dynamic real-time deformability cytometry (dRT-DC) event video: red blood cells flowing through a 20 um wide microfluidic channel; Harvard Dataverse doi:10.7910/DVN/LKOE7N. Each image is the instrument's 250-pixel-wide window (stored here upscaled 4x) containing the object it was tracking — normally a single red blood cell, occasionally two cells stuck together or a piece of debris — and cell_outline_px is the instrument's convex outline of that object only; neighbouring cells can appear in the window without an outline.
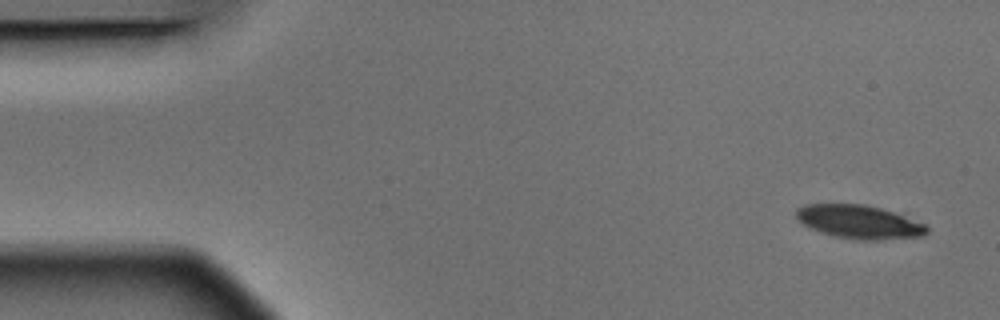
{"species": "Egyptian fruit bat (a non-hibernating species)", "species_latin": "Rousettus aegyptiacus", "temperature_condition": "warm", "stored_images_in_passage": 4, "camera_frame_rate_fps": 3000, "um_per_image_px": 0.085, "animal": {"sex": "male"}, "frame": {"image": 1, "passage_image": 1, "time_ms": 0.0, "image_size_px": [1000, 320], "cell_outline_px": [[928, 232], [924, 236], [876, 240], [856, 240], [832, 236], [808, 228], [796, 216], [796, 208], [804, 204], [864, 204], [880, 208], [892, 212], [924, 224], [928, 228]], "centroid_in_image_um": [72.99, 18.87], "position_along_channel_um": 12.0, "area_um2": 25.43}}
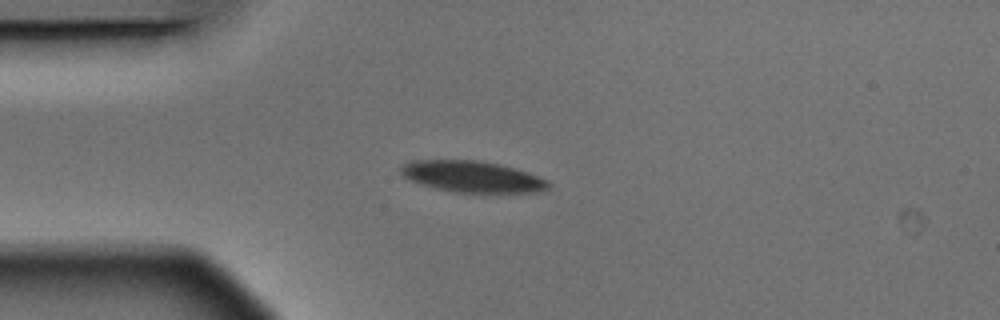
{"frame": {"image": 2, "passage_image": 4, "time_ms": 1.0, "image_size_px": [1000, 320], "cell_outline_px": [[552, 184], [548, 188], [540, 192], [452, 192], [420, 184], [404, 176], [400, 172], [400, 168], [404, 164], [412, 160], [480, 160], [500, 164], [528, 172], [548, 180]], "centroid_in_image_um": [40.17, 15.01], "position_along_channel_um": 44.8, "area_um2": 26.88}}